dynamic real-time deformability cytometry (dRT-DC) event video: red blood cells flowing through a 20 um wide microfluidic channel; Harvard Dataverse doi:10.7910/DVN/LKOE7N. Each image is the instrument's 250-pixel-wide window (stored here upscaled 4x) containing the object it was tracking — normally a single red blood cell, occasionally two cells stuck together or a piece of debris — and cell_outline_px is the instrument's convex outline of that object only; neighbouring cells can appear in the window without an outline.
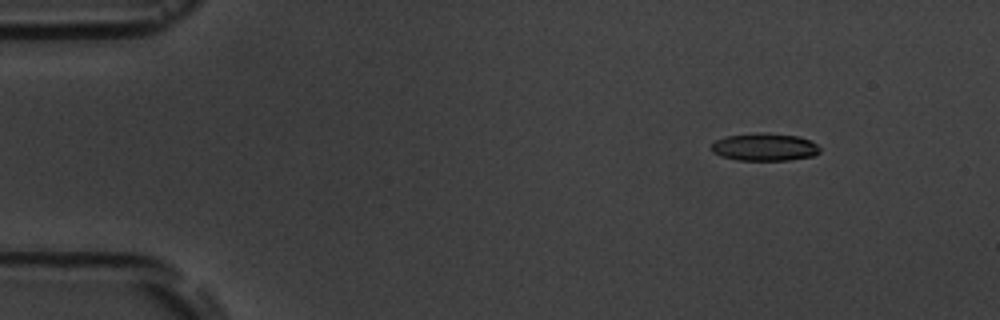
{"species": "common noctule bat (a hibernating species)", "species_latin": "Nyctalus noctula", "temperature_condition": "room temperature", "stored_images_in_passage": 4, "camera_frame_rate_fps": 3000, "um_per_image_px": 0.085, "animal": {"sex": "male", "body_mass_g": 19.5, "forearm_length_mm": 54.6}, "frame": {"image": 1, "passage_image": 2, "time_ms": 1.0, "image_size_px": [1000, 320], "cell_outline_px": [[820, 152], [812, 156], [788, 160], [736, 160], [720, 156], [712, 152], [708, 148], [716, 140], [728, 136], [756, 132], [764, 132], [800, 136], [816, 144], [820, 148]], "centroid_in_image_um": [64.95, 12.49], "position_along_channel_um": 20.0, "area_um2": 17.63}}
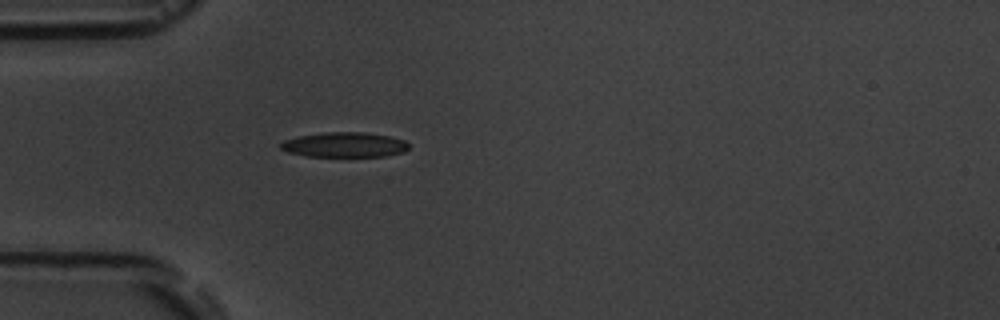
{"frame": {"image": 2, "passage_image": 4, "time_ms": 4.333, "image_size_px": [1000, 320], "cell_outline_px": [[408, 148], [404, 152], [384, 156], [308, 156], [288, 152], [280, 148], [280, 144], [284, 140], [296, 136], [324, 132], [364, 132], [388, 136], [404, 140], [408, 144]], "centroid_in_image_um": [29.26, 12.3], "position_along_channel_um": 55.7, "area_um2": 18.55}}